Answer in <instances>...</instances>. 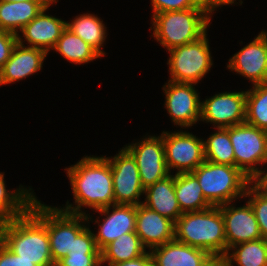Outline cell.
<instances>
[{
  "instance_id": "25",
  "label": "cell",
  "mask_w": 267,
  "mask_h": 266,
  "mask_svg": "<svg viewBox=\"0 0 267 266\" xmlns=\"http://www.w3.org/2000/svg\"><path fill=\"white\" fill-rule=\"evenodd\" d=\"M19 186V189L9 191L6 189L4 174L0 173V220L8 222L14 218L23 216L36 198L33 192Z\"/></svg>"
},
{
  "instance_id": "42",
  "label": "cell",
  "mask_w": 267,
  "mask_h": 266,
  "mask_svg": "<svg viewBox=\"0 0 267 266\" xmlns=\"http://www.w3.org/2000/svg\"><path fill=\"white\" fill-rule=\"evenodd\" d=\"M47 266H61V265L58 262H53V263H51V264H49Z\"/></svg>"
},
{
  "instance_id": "1",
  "label": "cell",
  "mask_w": 267,
  "mask_h": 266,
  "mask_svg": "<svg viewBox=\"0 0 267 266\" xmlns=\"http://www.w3.org/2000/svg\"><path fill=\"white\" fill-rule=\"evenodd\" d=\"M64 170L70 180L75 207L67 201L61 210L81 215L86 214L82 206L97 210L115 204L111 166L104 156H85Z\"/></svg>"
},
{
  "instance_id": "24",
  "label": "cell",
  "mask_w": 267,
  "mask_h": 266,
  "mask_svg": "<svg viewBox=\"0 0 267 266\" xmlns=\"http://www.w3.org/2000/svg\"><path fill=\"white\" fill-rule=\"evenodd\" d=\"M146 247L135 232L122 234L101 251V264H117L146 254Z\"/></svg>"
},
{
  "instance_id": "39",
  "label": "cell",
  "mask_w": 267,
  "mask_h": 266,
  "mask_svg": "<svg viewBox=\"0 0 267 266\" xmlns=\"http://www.w3.org/2000/svg\"><path fill=\"white\" fill-rule=\"evenodd\" d=\"M236 0H200V2L208 7L213 13L215 11V8L219 6H224V5H230V4H235Z\"/></svg>"
},
{
  "instance_id": "32",
  "label": "cell",
  "mask_w": 267,
  "mask_h": 266,
  "mask_svg": "<svg viewBox=\"0 0 267 266\" xmlns=\"http://www.w3.org/2000/svg\"><path fill=\"white\" fill-rule=\"evenodd\" d=\"M153 14L182 11L189 8H208L204 6L200 0H151Z\"/></svg>"
},
{
  "instance_id": "28",
  "label": "cell",
  "mask_w": 267,
  "mask_h": 266,
  "mask_svg": "<svg viewBox=\"0 0 267 266\" xmlns=\"http://www.w3.org/2000/svg\"><path fill=\"white\" fill-rule=\"evenodd\" d=\"M224 258L228 266L234 262L238 266H267V239L236 244L228 249Z\"/></svg>"
},
{
  "instance_id": "13",
  "label": "cell",
  "mask_w": 267,
  "mask_h": 266,
  "mask_svg": "<svg viewBox=\"0 0 267 266\" xmlns=\"http://www.w3.org/2000/svg\"><path fill=\"white\" fill-rule=\"evenodd\" d=\"M246 91L222 92L201 102L200 121L214 128H227L245 123Z\"/></svg>"
},
{
  "instance_id": "10",
  "label": "cell",
  "mask_w": 267,
  "mask_h": 266,
  "mask_svg": "<svg viewBox=\"0 0 267 266\" xmlns=\"http://www.w3.org/2000/svg\"><path fill=\"white\" fill-rule=\"evenodd\" d=\"M135 159L142 186L147 188L170 175L165 160L163 132L124 147Z\"/></svg>"
},
{
  "instance_id": "30",
  "label": "cell",
  "mask_w": 267,
  "mask_h": 266,
  "mask_svg": "<svg viewBox=\"0 0 267 266\" xmlns=\"http://www.w3.org/2000/svg\"><path fill=\"white\" fill-rule=\"evenodd\" d=\"M246 91L245 123L267 131V84Z\"/></svg>"
},
{
  "instance_id": "31",
  "label": "cell",
  "mask_w": 267,
  "mask_h": 266,
  "mask_svg": "<svg viewBox=\"0 0 267 266\" xmlns=\"http://www.w3.org/2000/svg\"><path fill=\"white\" fill-rule=\"evenodd\" d=\"M244 197H249L248 202L254 211L261 236L267 239V194L258 191L250 184Z\"/></svg>"
},
{
  "instance_id": "40",
  "label": "cell",
  "mask_w": 267,
  "mask_h": 266,
  "mask_svg": "<svg viewBox=\"0 0 267 266\" xmlns=\"http://www.w3.org/2000/svg\"><path fill=\"white\" fill-rule=\"evenodd\" d=\"M205 266H228L224 257H212Z\"/></svg>"
},
{
  "instance_id": "35",
  "label": "cell",
  "mask_w": 267,
  "mask_h": 266,
  "mask_svg": "<svg viewBox=\"0 0 267 266\" xmlns=\"http://www.w3.org/2000/svg\"><path fill=\"white\" fill-rule=\"evenodd\" d=\"M18 43V35L0 30V68L10 58L14 46Z\"/></svg>"
},
{
  "instance_id": "20",
  "label": "cell",
  "mask_w": 267,
  "mask_h": 266,
  "mask_svg": "<svg viewBox=\"0 0 267 266\" xmlns=\"http://www.w3.org/2000/svg\"><path fill=\"white\" fill-rule=\"evenodd\" d=\"M153 266H205L210 253L175 239L150 250Z\"/></svg>"
},
{
  "instance_id": "38",
  "label": "cell",
  "mask_w": 267,
  "mask_h": 266,
  "mask_svg": "<svg viewBox=\"0 0 267 266\" xmlns=\"http://www.w3.org/2000/svg\"><path fill=\"white\" fill-rule=\"evenodd\" d=\"M264 170V171H263ZM259 170L252 178L251 185L258 191L267 194V170Z\"/></svg>"
},
{
  "instance_id": "15",
  "label": "cell",
  "mask_w": 267,
  "mask_h": 266,
  "mask_svg": "<svg viewBox=\"0 0 267 266\" xmlns=\"http://www.w3.org/2000/svg\"><path fill=\"white\" fill-rule=\"evenodd\" d=\"M230 204L219 206L224 219L227 251L236 244L262 238L250 203L247 201L246 205L240 207Z\"/></svg>"
},
{
  "instance_id": "19",
  "label": "cell",
  "mask_w": 267,
  "mask_h": 266,
  "mask_svg": "<svg viewBox=\"0 0 267 266\" xmlns=\"http://www.w3.org/2000/svg\"><path fill=\"white\" fill-rule=\"evenodd\" d=\"M57 2L58 0H53L20 31L24 37V41L29 44L27 47L40 48L47 53L55 47L57 40L66 28V21L53 17L52 15H47L46 11L50 5Z\"/></svg>"
},
{
  "instance_id": "12",
  "label": "cell",
  "mask_w": 267,
  "mask_h": 266,
  "mask_svg": "<svg viewBox=\"0 0 267 266\" xmlns=\"http://www.w3.org/2000/svg\"><path fill=\"white\" fill-rule=\"evenodd\" d=\"M194 83H176L168 80L164 85L165 108L172 122L181 128L200 121L201 101Z\"/></svg>"
},
{
  "instance_id": "26",
  "label": "cell",
  "mask_w": 267,
  "mask_h": 266,
  "mask_svg": "<svg viewBox=\"0 0 267 266\" xmlns=\"http://www.w3.org/2000/svg\"><path fill=\"white\" fill-rule=\"evenodd\" d=\"M66 27L86 43L93 47L101 56L105 52L101 49L106 40V26L103 21L94 14H80L72 22H66Z\"/></svg>"
},
{
  "instance_id": "36",
  "label": "cell",
  "mask_w": 267,
  "mask_h": 266,
  "mask_svg": "<svg viewBox=\"0 0 267 266\" xmlns=\"http://www.w3.org/2000/svg\"><path fill=\"white\" fill-rule=\"evenodd\" d=\"M0 266H37L33 261L22 259L0 241Z\"/></svg>"
},
{
  "instance_id": "22",
  "label": "cell",
  "mask_w": 267,
  "mask_h": 266,
  "mask_svg": "<svg viewBox=\"0 0 267 266\" xmlns=\"http://www.w3.org/2000/svg\"><path fill=\"white\" fill-rule=\"evenodd\" d=\"M53 0H31L0 3V30L19 35Z\"/></svg>"
},
{
  "instance_id": "11",
  "label": "cell",
  "mask_w": 267,
  "mask_h": 266,
  "mask_svg": "<svg viewBox=\"0 0 267 266\" xmlns=\"http://www.w3.org/2000/svg\"><path fill=\"white\" fill-rule=\"evenodd\" d=\"M111 166L115 204H141L144 187L133 156L123 147L114 157H105Z\"/></svg>"
},
{
  "instance_id": "17",
  "label": "cell",
  "mask_w": 267,
  "mask_h": 266,
  "mask_svg": "<svg viewBox=\"0 0 267 266\" xmlns=\"http://www.w3.org/2000/svg\"><path fill=\"white\" fill-rule=\"evenodd\" d=\"M18 35L10 58L0 68V86L22 80L42 69L47 52L40 48L27 47Z\"/></svg>"
},
{
  "instance_id": "33",
  "label": "cell",
  "mask_w": 267,
  "mask_h": 266,
  "mask_svg": "<svg viewBox=\"0 0 267 266\" xmlns=\"http://www.w3.org/2000/svg\"><path fill=\"white\" fill-rule=\"evenodd\" d=\"M58 263L61 266H102L100 253H67Z\"/></svg>"
},
{
  "instance_id": "14",
  "label": "cell",
  "mask_w": 267,
  "mask_h": 266,
  "mask_svg": "<svg viewBox=\"0 0 267 266\" xmlns=\"http://www.w3.org/2000/svg\"><path fill=\"white\" fill-rule=\"evenodd\" d=\"M227 68L246 77L253 85L267 84V31L235 53Z\"/></svg>"
},
{
  "instance_id": "3",
  "label": "cell",
  "mask_w": 267,
  "mask_h": 266,
  "mask_svg": "<svg viewBox=\"0 0 267 266\" xmlns=\"http://www.w3.org/2000/svg\"><path fill=\"white\" fill-rule=\"evenodd\" d=\"M1 241L14 254L37 266L53 263L47 228L30 210L2 224Z\"/></svg>"
},
{
  "instance_id": "9",
  "label": "cell",
  "mask_w": 267,
  "mask_h": 266,
  "mask_svg": "<svg viewBox=\"0 0 267 266\" xmlns=\"http://www.w3.org/2000/svg\"><path fill=\"white\" fill-rule=\"evenodd\" d=\"M165 160L171 169L179 173L193 172L205 161L204 140L186 131H163Z\"/></svg>"
},
{
  "instance_id": "21",
  "label": "cell",
  "mask_w": 267,
  "mask_h": 266,
  "mask_svg": "<svg viewBox=\"0 0 267 266\" xmlns=\"http://www.w3.org/2000/svg\"><path fill=\"white\" fill-rule=\"evenodd\" d=\"M142 204L174 223L183 214L175 195L174 175H168L144 189Z\"/></svg>"
},
{
  "instance_id": "27",
  "label": "cell",
  "mask_w": 267,
  "mask_h": 266,
  "mask_svg": "<svg viewBox=\"0 0 267 266\" xmlns=\"http://www.w3.org/2000/svg\"><path fill=\"white\" fill-rule=\"evenodd\" d=\"M52 50L59 52L65 60L74 64H84L102 57L93 47L67 27L63 30Z\"/></svg>"
},
{
  "instance_id": "41",
  "label": "cell",
  "mask_w": 267,
  "mask_h": 266,
  "mask_svg": "<svg viewBox=\"0 0 267 266\" xmlns=\"http://www.w3.org/2000/svg\"><path fill=\"white\" fill-rule=\"evenodd\" d=\"M19 2V1H31V0H0V3H5V2Z\"/></svg>"
},
{
  "instance_id": "23",
  "label": "cell",
  "mask_w": 267,
  "mask_h": 266,
  "mask_svg": "<svg viewBox=\"0 0 267 266\" xmlns=\"http://www.w3.org/2000/svg\"><path fill=\"white\" fill-rule=\"evenodd\" d=\"M175 195L182 212L202 211L212 205L205 199L196 176L192 173L174 175Z\"/></svg>"
},
{
  "instance_id": "8",
  "label": "cell",
  "mask_w": 267,
  "mask_h": 266,
  "mask_svg": "<svg viewBox=\"0 0 267 266\" xmlns=\"http://www.w3.org/2000/svg\"><path fill=\"white\" fill-rule=\"evenodd\" d=\"M226 129L234 150L235 166L251 179L260 170L258 165L267 164V131L247 123Z\"/></svg>"
},
{
  "instance_id": "5",
  "label": "cell",
  "mask_w": 267,
  "mask_h": 266,
  "mask_svg": "<svg viewBox=\"0 0 267 266\" xmlns=\"http://www.w3.org/2000/svg\"><path fill=\"white\" fill-rule=\"evenodd\" d=\"M192 173L198 179L205 199L212 206L232 203L244 197L247 187L251 184V179L236 166L206 160Z\"/></svg>"
},
{
  "instance_id": "6",
  "label": "cell",
  "mask_w": 267,
  "mask_h": 266,
  "mask_svg": "<svg viewBox=\"0 0 267 266\" xmlns=\"http://www.w3.org/2000/svg\"><path fill=\"white\" fill-rule=\"evenodd\" d=\"M29 210L47 228L53 262H58L70 252L73 237H77L87 227L84 224H89L88 221L92 219L88 213L71 214L58 207L42 204L37 198L32 201Z\"/></svg>"
},
{
  "instance_id": "7",
  "label": "cell",
  "mask_w": 267,
  "mask_h": 266,
  "mask_svg": "<svg viewBox=\"0 0 267 266\" xmlns=\"http://www.w3.org/2000/svg\"><path fill=\"white\" fill-rule=\"evenodd\" d=\"M207 33L200 39L169 50L170 80L198 84L213 65Z\"/></svg>"
},
{
  "instance_id": "2",
  "label": "cell",
  "mask_w": 267,
  "mask_h": 266,
  "mask_svg": "<svg viewBox=\"0 0 267 266\" xmlns=\"http://www.w3.org/2000/svg\"><path fill=\"white\" fill-rule=\"evenodd\" d=\"M174 239L202 249L213 257L227 253L224 219L219 206L202 211L183 212L176 220Z\"/></svg>"
},
{
  "instance_id": "29",
  "label": "cell",
  "mask_w": 267,
  "mask_h": 266,
  "mask_svg": "<svg viewBox=\"0 0 267 266\" xmlns=\"http://www.w3.org/2000/svg\"><path fill=\"white\" fill-rule=\"evenodd\" d=\"M205 160L216 164L235 166L234 150L226 128H217L204 141Z\"/></svg>"
},
{
  "instance_id": "16",
  "label": "cell",
  "mask_w": 267,
  "mask_h": 266,
  "mask_svg": "<svg viewBox=\"0 0 267 266\" xmlns=\"http://www.w3.org/2000/svg\"><path fill=\"white\" fill-rule=\"evenodd\" d=\"M110 209H112V212H110ZM96 211L106 216L102 224H100L98 219L95 220V223H98L100 228L98 229V233H93V235L96 246L100 251L122 234L135 232L136 206L114 204L97 209Z\"/></svg>"
},
{
  "instance_id": "37",
  "label": "cell",
  "mask_w": 267,
  "mask_h": 266,
  "mask_svg": "<svg viewBox=\"0 0 267 266\" xmlns=\"http://www.w3.org/2000/svg\"><path fill=\"white\" fill-rule=\"evenodd\" d=\"M108 266H153V260L150 251H148L146 254L135 259Z\"/></svg>"
},
{
  "instance_id": "4",
  "label": "cell",
  "mask_w": 267,
  "mask_h": 266,
  "mask_svg": "<svg viewBox=\"0 0 267 266\" xmlns=\"http://www.w3.org/2000/svg\"><path fill=\"white\" fill-rule=\"evenodd\" d=\"M212 11L209 8H189L153 14V37L167 51L200 39L207 33Z\"/></svg>"
},
{
  "instance_id": "34",
  "label": "cell",
  "mask_w": 267,
  "mask_h": 266,
  "mask_svg": "<svg viewBox=\"0 0 267 266\" xmlns=\"http://www.w3.org/2000/svg\"><path fill=\"white\" fill-rule=\"evenodd\" d=\"M68 253H100L89 227H86L77 237H73L72 249Z\"/></svg>"
},
{
  "instance_id": "18",
  "label": "cell",
  "mask_w": 267,
  "mask_h": 266,
  "mask_svg": "<svg viewBox=\"0 0 267 266\" xmlns=\"http://www.w3.org/2000/svg\"><path fill=\"white\" fill-rule=\"evenodd\" d=\"M175 223L149 209L142 203L136 206L135 233L149 251L174 239Z\"/></svg>"
},
{
  "instance_id": "43",
  "label": "cell",
  "mask_w": 267,
  "mask_h": 266,
  "mask_svg": "<svg viewBox=\"0 0 267 266\" xmlns=\"http://www.w3.org/2000/svg\"><path fill=\"white\" fill-rule=\"evenodd\" d=\"M3 222L0 220V241H1V227H2Z\"/></svg>"
}]
</instances>
